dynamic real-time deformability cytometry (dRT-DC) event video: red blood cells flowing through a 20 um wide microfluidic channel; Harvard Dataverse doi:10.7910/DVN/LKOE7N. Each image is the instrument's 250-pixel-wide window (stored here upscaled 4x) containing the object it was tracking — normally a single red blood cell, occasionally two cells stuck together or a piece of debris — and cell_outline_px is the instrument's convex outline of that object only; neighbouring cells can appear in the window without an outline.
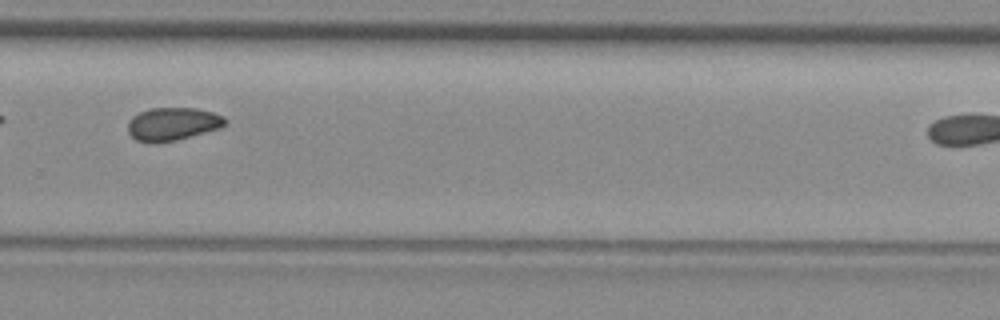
{"species": "common noctule bat (a hibernating species)", "species_latin": "Nyctalus noctula", "temperature_condition": "room temperature", "stored_images_in_passage": 26, "camera_frame_rate_fps": 3000, "um_per_image_px": 0.085, "animal": {"sex": "female", "body_mass_g": 29.2, "forearm_length_mm": 56.3}, "frame": {"image": 1, "passage_image": 19, "time_ms": 6.0, "image_size_px": [1000, 320], "cell_outline_px": [[228, 120], [220, 128], [176, 140], [156, 144], [152, 144], [136, 140], [128, 132], [128, 120], [132, 116], [140, 112], [152, 108], [196, 108], [212, 112], [224, 116]], "centroid_in_image_um": [14.65, 10.55], "position_along_channel_um": 315.1, "area_um2": 18.84}}
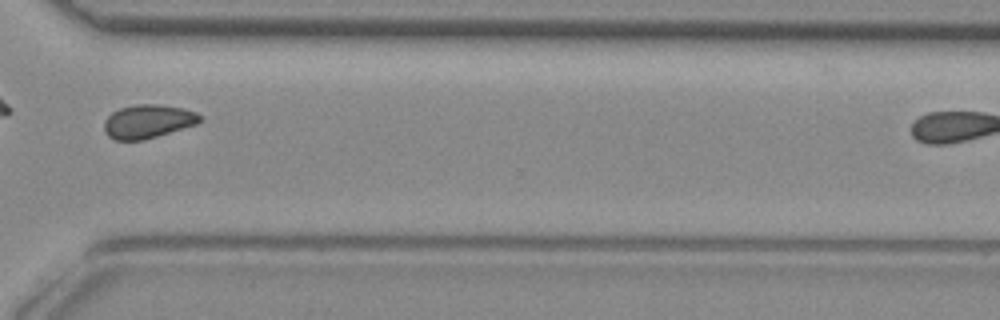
{"frame": {"image": 2, "passage_image": 22, "time_ms": 7.0, "image_size_px": [1000, 320], "cell_outline_px": [[200, 120], [196, 124], [144, 140], [116, 140], [108, 136], [104, 132], [104, 120], [112, 112], [120, 108], [136, 104], [156, 104], [184, 108], [196, 112], [200, 116]], "centroid_in_image_um": [12.54, 10.32], "position_along_channel_um": 358.1, "area_um2": 18.67}}